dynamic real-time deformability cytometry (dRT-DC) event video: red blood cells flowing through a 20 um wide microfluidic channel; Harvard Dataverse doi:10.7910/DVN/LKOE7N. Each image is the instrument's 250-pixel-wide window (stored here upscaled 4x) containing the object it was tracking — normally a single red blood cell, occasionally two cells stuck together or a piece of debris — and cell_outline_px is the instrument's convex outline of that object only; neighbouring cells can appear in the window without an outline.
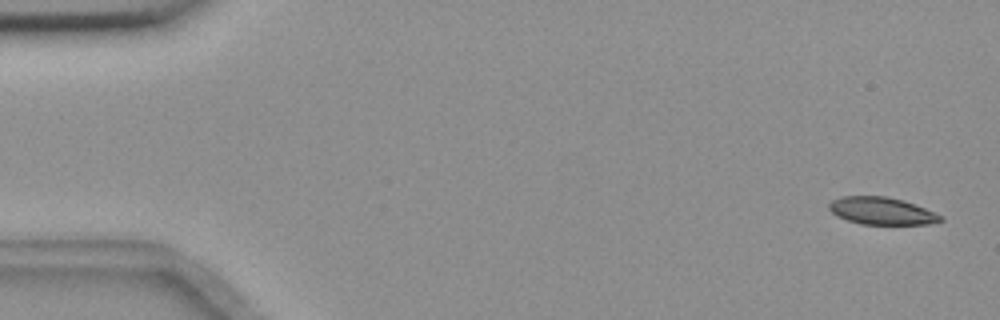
{"species": "common noctule bat (a hibernating species)", "species_latin": "Nyctalus noctula", "temperature_condition": "room temperature", "stored_images_in_passage": 56, "camera_frame_rate_fps": 3000, "um_per_image_px": 0.085, "animal": {"sex": "female", "body_mass_g": 18.4}, "frame": {"image": 1, "passage_image": 2, "time_ms": 0.333, "image_size_px": [1000, 320], "cell_outline_px": [[944, 220], [928, 224], [860, 224], [836, 216], [828, 208], [828, 204], [832, 200], [840, 196], [888, 196], [904, 200], [944, 216]], "centroid_in_image_um": [74.93, 17.92], "position_along_channel_um": 10.1, "area_um2": 17.86}}
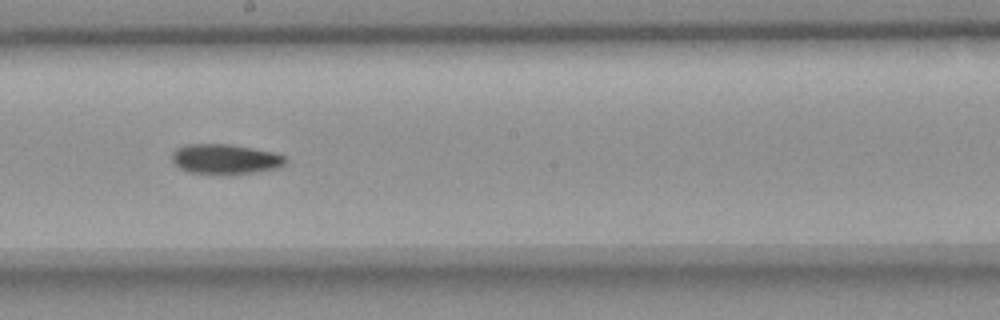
{"frame": {"image": 2, "passage_image": 31, "time_ms": 10.0, "image_size_px": [1000, 320], "cell_outline_px": [[288, 160], [284, 164], [276, 168], [252, 172], [188, 172], [180, 168], [172, 160], [172, 152], [176, 148], [188, 144], [232, 144], [272, 152], [284, 156]], "centroid_in_image_um": [19.13, 13.48], "position_along_channel_um": 229.1, "area_um2": 19.13}}
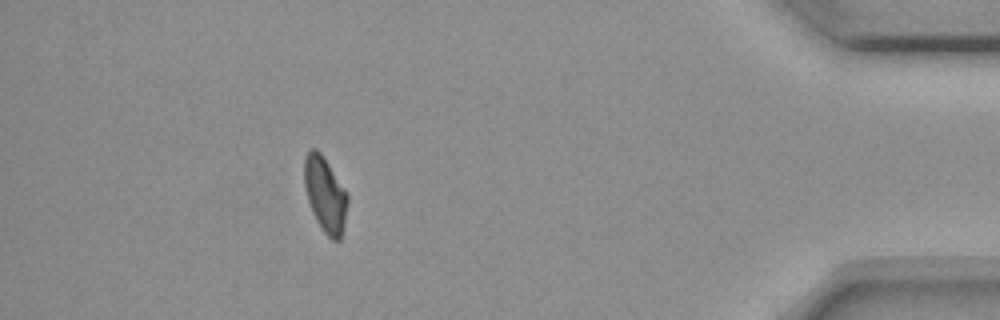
{"frame": {"image": 3, "passage_image": 50, "time_ms": 16.333, "image_size_px": [1000, 320], "cell_outline_px": [[348, 204], [340, 240], [332, 240], [324, 232], [316, 220], [312, 212], [308, 200], [304, 184], [304, 160], [308, 152], [312, 148], [316, 148], [320, 152], [344, 188], [348, 196]], "centroid_in_image_um": [27.63, 16.54], "position_along_channel_um": 407.6, "area_um2": 18.67}}